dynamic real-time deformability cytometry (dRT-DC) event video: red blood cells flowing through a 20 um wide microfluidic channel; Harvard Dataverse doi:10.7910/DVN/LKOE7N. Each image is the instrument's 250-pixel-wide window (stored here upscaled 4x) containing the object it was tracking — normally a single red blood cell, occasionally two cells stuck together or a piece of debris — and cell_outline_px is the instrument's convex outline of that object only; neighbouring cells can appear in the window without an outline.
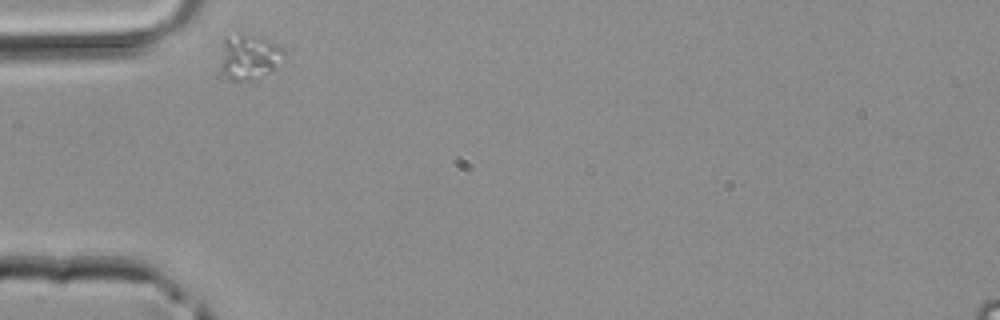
{"species": "common noctule bat (a hibernating species)", "species_latin": "Nyctalus noctula", "temperature_condition": "room temperature", "stored_images_in_passage": 26, "camera_frame_rate_fps": 3000, "um_per_image_px": 0.085, "animal": {"sex": "male", "body_mass_g": 20.4}, "frame": {"image": 1, "passage_image": 1, "time_ms": 0.0, "image_size_px": [1000, 320], "cell_outline_px": [[284, 56], [268, 72], [252, 80], [220, 80], [216, 76], [224, 36], [252, 36], [268, 40], [284, 48]], "centroid_in_image_um": [21.02, 4.91], "position_along_channel_um": 64.0, "area_um2": 16.94}}
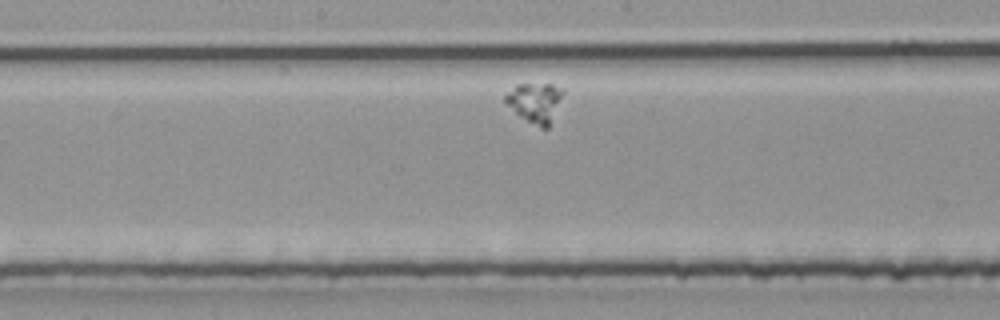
{"frame": {"image": 2, "passage_image": 12, "time_ms": 3.667, "image_size_px": [1000, 320], "cell_outline_px": [[564, 92], [548, 128], [540, 128], [520, 116], [504, 100], [504, 96], [516, 84], [552, 84], [564, 88]], "centroid_in_image_um": [45.5, 8.69], "position_along_channel_um": 202.7, "area_um2": 13.12}}
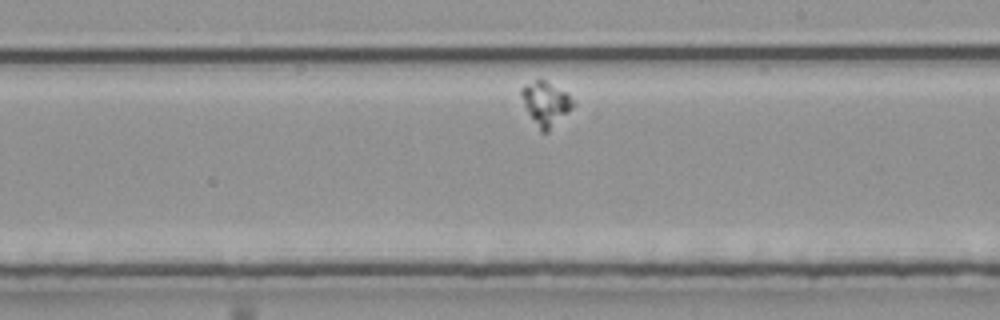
{"frame": {"image": 3, "passage_image": 15, "time_ms": 4.667, "image_size_px": [1000, 320], "cell_outline_px": [[576, 104], [548, 132], [540, 132], [528, 112], [524, 104], [520, 92], [520, 88], [524, 84], [536, 80], [544, 80], [568, 92]], "centroid_in_image_um": [46.4, 8.79], "position_along_channel_um": 242.6, "area_um2": 13.24}}